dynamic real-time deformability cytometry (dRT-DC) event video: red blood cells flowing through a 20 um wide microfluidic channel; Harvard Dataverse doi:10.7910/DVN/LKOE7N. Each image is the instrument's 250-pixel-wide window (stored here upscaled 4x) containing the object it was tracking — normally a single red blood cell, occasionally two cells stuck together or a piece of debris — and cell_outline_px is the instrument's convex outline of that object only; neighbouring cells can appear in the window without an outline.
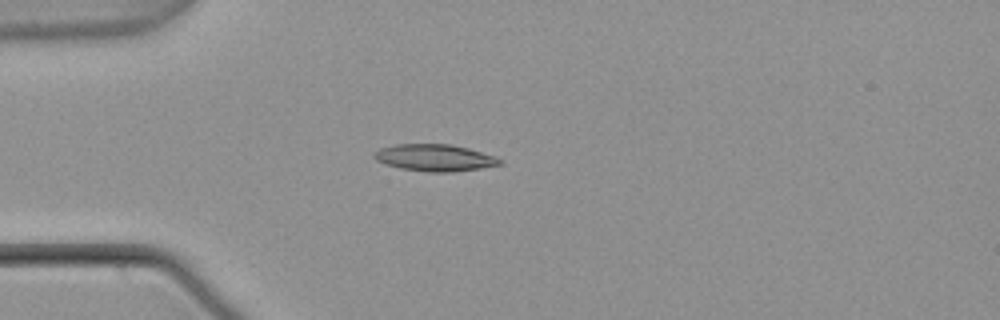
{"species": "common noctule bat (a hibernating species)", "species_latin": "Nyctalus noctula", "temperature_condition": "warm", "stored_images_in_passage": 40, "camera_frame_rate_fps": 3000, "um_per_image_px": 0.085, "animal": {"sex": "male", "body_mass_g": 21.5, "forearm_length_mm": 52.0}, "frame": {"image": 1, "passage_image": 1, "time_ms": 0.0, "image_size_px": [1000, 320], "cell_outline_px": [[504, 164], [480, 168], [452, 172], [428, 172], [400, 168], [376, 160], [372, 156], [380, 148], [396, 144], [452, 144], [468, 148], [496, 156], [504, 160]], "centroid_in_image_um": [37.01, 13.4], "position_along_channel_um": 48.0, "area_um2": 19.71}}
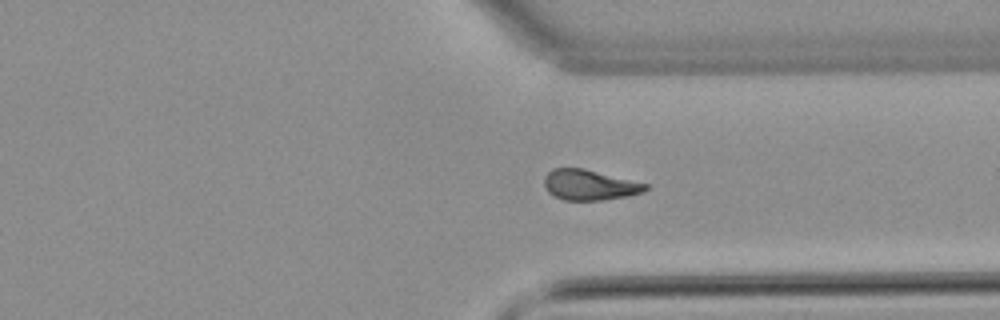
{"frame": {"image": 2, "passage_image": 27, "time_ms": 8.667, "image_size_px": [1000, 320], "cell_outline_px": [[648, 188], [644, 192], [628, 196], [604, 200], [564, 200], [548, 192], [544, 188], [544, 176], [552, 168], [584, 168], [648, 184]], "centroid_in_image_um": [50.1, 15.72], "position_along_channel_um": 361.3, "area_um2": 18.03}}
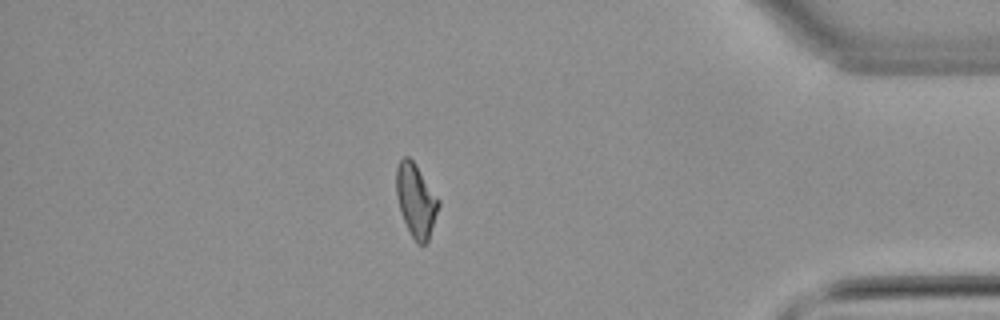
{"frame": {"image": 3, "passage_image": 33, "time_ms": 10.667, "image_size_px": [1000, 320], "cell_outline_px": [[440, 204], [428, 240], [424, 244], [416, 244], [404, 220], [396, 196], [396, 168], [400, 160], [404, 156], [408, 156], [416, 164], [440, 200]], "centroid_in_image_um": [35.36, 17.0], "position_along_channel_um": 399.8, "area_um2": 17.86}, "authors_computed_cell_mechanics": {"area_um2": 18.207, "velocity_mm_per_s": 3.7974, "shape_relaxation_time_tau1_ms": null, "shape_relaxation_time_tau2_ms": 3.9812, "deformation_change_tau1": null, "deformation_change_tau2": 0.1219}}